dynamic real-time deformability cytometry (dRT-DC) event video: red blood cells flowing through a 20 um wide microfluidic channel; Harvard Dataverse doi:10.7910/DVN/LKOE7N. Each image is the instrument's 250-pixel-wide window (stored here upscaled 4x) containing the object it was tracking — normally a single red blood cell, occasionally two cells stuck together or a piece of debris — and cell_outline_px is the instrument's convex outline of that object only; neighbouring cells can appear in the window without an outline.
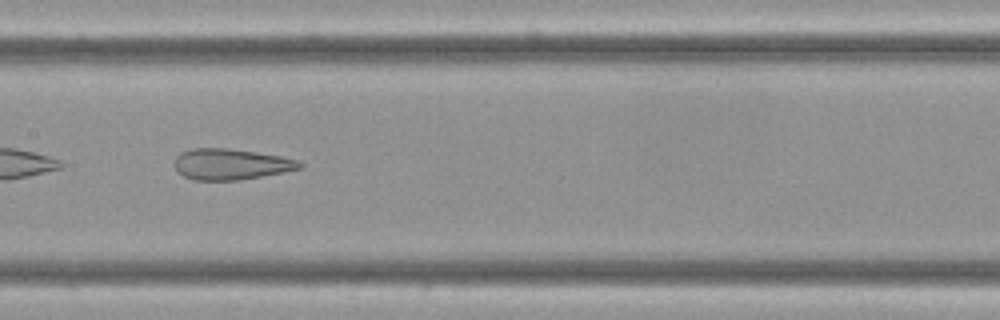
{"species": "Egyptian fruit bat (a non-hibernating species)", "species_latin": "Rousettus aegyptiacus", "temperature_condition": "cold", "stored_images_in_passage": 8, "camera_frame_rate_fps": 3000, "um_per_image_px": 0.085, "frame": {"image": 1, "passage_image": 7, "time_ms": 2.0, "image_size_px": [1000, 320], "cell_outline_px": [[304, 164], [300, 168], [260, 176], [236, 180], [192, 180], [184, 176], [172, 164], [176, 156], [180, 152], [192, 148], [228, 148], [280, 156], [296, 160]], "centroid_in_image_um": [19.54, 13.95], "position_along_channel_um": 187.9, "area_um2": 22.31}}